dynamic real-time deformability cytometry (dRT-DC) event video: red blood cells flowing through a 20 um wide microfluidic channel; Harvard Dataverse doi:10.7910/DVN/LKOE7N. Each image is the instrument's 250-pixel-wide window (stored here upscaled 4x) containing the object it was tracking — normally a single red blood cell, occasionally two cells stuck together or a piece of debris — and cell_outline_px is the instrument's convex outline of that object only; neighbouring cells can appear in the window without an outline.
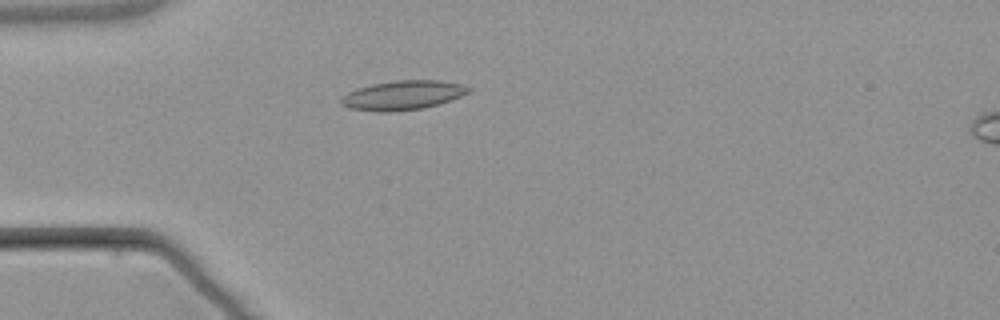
{"species": "common noctule bat (a hibernating species)", "species_latin": "Nyctalus noctula", "temperature_condition": "warm", "stored_images_in_passage": 3, "camera_frame_rate_fps": 3000, "um_per_image_px": 0.085, "animal": {"sex": "male", "body_mass_g": 21.5, "forearm_length_mm": 52.0}, "frame": {"image": 1, "passage_image": 3, "time_ms": 2.667, "image_size_px": [1000, 320], "cell_outline_px": [[472, 88], [468, 92], [460, 96], [424, 108], [388, 112], [380, 112], [352, 108], [340, 104], [340, 100], [348, 92], [356, 88], [372, 84], [396, 80], [436, 80], [460, 84]], "centroid_in_image_um": [34.2, 8.09], "position_along_channel_um": 50.8, "area_um2": 21.39}}